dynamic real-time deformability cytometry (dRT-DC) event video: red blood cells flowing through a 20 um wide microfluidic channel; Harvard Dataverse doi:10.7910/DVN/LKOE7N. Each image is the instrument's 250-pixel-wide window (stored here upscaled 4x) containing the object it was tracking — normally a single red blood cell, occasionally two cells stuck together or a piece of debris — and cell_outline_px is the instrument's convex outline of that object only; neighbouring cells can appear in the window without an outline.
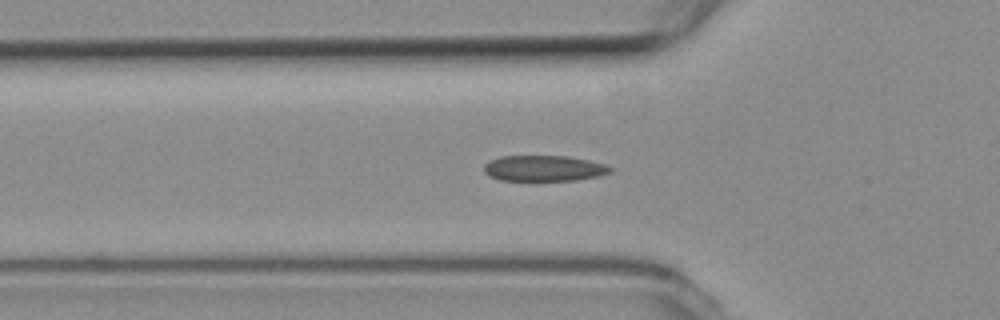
{"species": "common noctule bat (a hibernating species)", "species_latin": "Nyctalus noctula", "temperature_condition": "room temperature", "stored_images_in_passage": 43, "segment_of_instrument_passage": [1, 2], "camera_frame_rate_fps": 3000, "um_per_image_px": 0.085, "animal": {"sex": "female", "body_mass_g": 19.3, "forearm_length_mm": 54.1}, "frame": {"image": 1, "passage_image": 6, "time_ms": 1.667, "image_size_px": [1000, 320], "cell_outline_px": [[612, 172], [600, 176], [576, 180], [500, 180], [488, 176], [484, 172], [484, 164], [500, 156], [568, 156], [588, 160], [604, 164], [612, 168]], "centroid_in_image_um": [46.24, 14.31], "position_along_channel_um": 79.6, "area_um2": 18.96}}
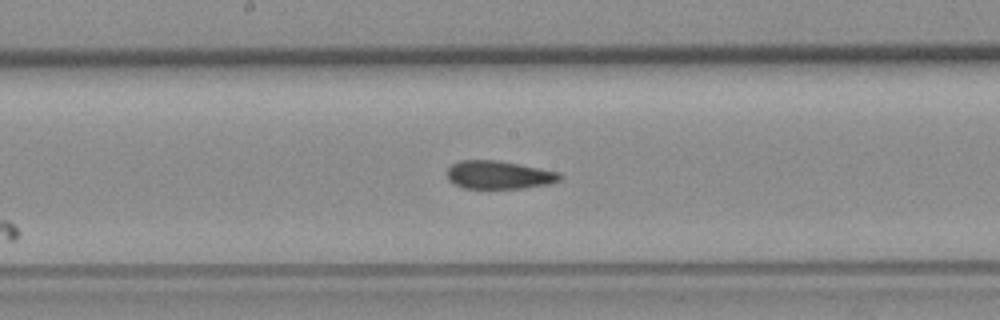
{"frame": {"image": 2, "passage_image": 16, "time_ms": 5.0, "image_size_px": [1000, 320], "cell_outline_px": [[564, 176], [560, 180], [552, 184], [524, 188], [464, 188], [448, 180], [448, 168], [452, 164], [460, 160], [496, 160], [520, 164], [560, 172]], "centroid_in_image_um": [42.46, 14.86], "position_along_channel_um": 205.7, "area_um2": 18.61}}
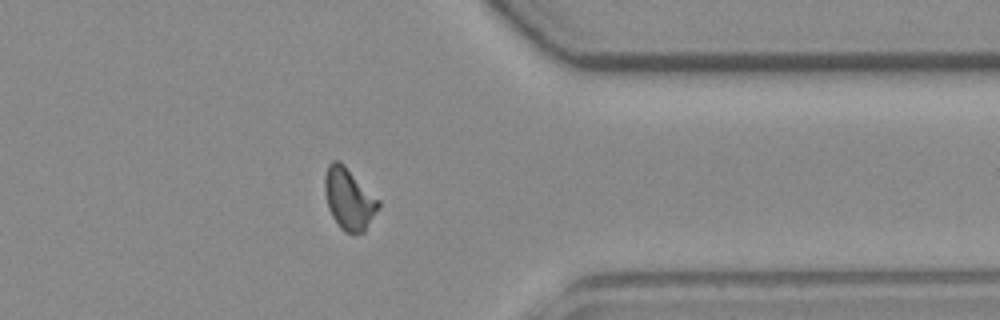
{"frame": {"image": 3, "passage_image": 31, "time_ms": 10.0, "image_size_px": [1000, 320], "cell_outline_px": [[380, 204], [364, 232], [352, 236], [344, 232], [340, 228], [332, 216], [328, 208], [324, 192], [324, 176], [328, 164], [332, 160], [340, 160], [380, 200]], "centroid_in_image_um": [29.64, 16.91], "position_along_channel_um": 381.8, "area_um2": 19.54}}